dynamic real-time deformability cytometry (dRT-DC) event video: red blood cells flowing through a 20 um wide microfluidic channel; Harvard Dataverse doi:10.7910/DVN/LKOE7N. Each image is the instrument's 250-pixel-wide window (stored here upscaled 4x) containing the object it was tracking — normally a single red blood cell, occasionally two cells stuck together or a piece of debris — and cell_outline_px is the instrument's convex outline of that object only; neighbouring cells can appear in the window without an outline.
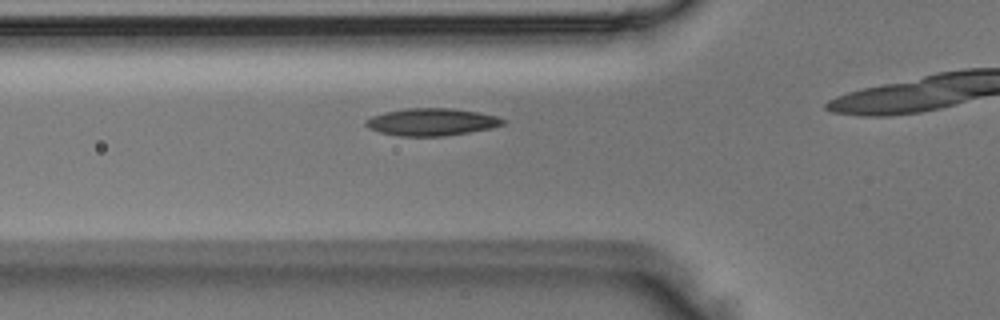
{"species": "Egyptian fruit bat (a non-hibernating species)", "species_latin": "Rousettus aegyptiacus", "temperature_condition": "room temperature", "stored_images_in_passage": 5, "camera_frame_rate_fps": 3000, "um_per_image_px": 0.085, "animal": {"sex": "male"}, "frame": {"image": 1, "passage_image": 4, "time_ms": 1.0, "image_size_px": [1000, 320], "cell_outline_px": [[508, 120], [504, 124], [488, 128], [468, 132], [444, 136], [400, 136], [380, 132], [368, 128], [364, 124], [364, 120], [372, 116], [384, 112], [408, 108], [452, 108], [480, 112], [496, 116]], "centroid_in_image_um": [36.67, 10.36], "position_along_channel_um": 89.1, "area_um2": 21.85}}